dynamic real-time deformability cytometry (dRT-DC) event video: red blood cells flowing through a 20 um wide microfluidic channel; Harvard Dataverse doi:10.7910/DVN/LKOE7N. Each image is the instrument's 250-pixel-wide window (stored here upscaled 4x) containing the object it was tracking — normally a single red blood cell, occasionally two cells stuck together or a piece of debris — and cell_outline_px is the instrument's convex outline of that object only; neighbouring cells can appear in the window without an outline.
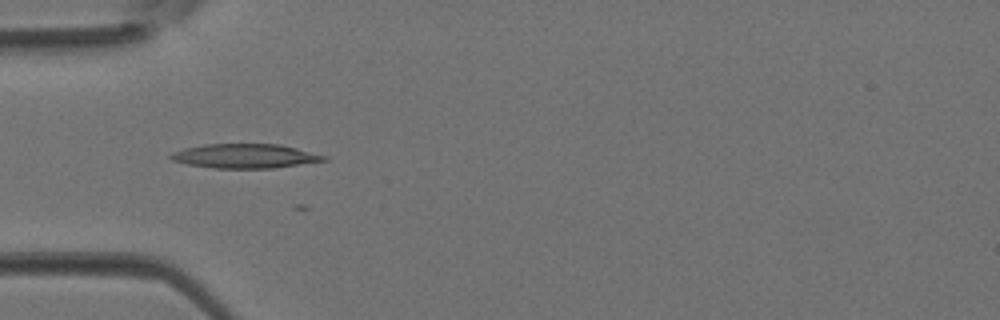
{"species": "Egyptian fruit bat (a non-hibernating species)", "species_latin": "Rousettus aegyptiacus", "temperature_condition": "room temperature", "stored_images_in_passage": 4, "camera_frame_rate_fps": 3000, "um_per_image_px": 0.085, "animal": {"sex": "female"}, "frame": {"image": 1, "passage_image": 3, "time_ms": 0.667, "image_size_px": [1000, 320], "cell_outline_px": [[328, 160], [272, 168], [216, 168], [188, 164], [172, 160], [168, 156], [172, 152], [184, 148], [204, 144], [280, 144], [328, 156]], "centroid_in_image_um": [20.82, 13.26], "position_along_channel_um": 64.2, "area_um2": 21.56}}
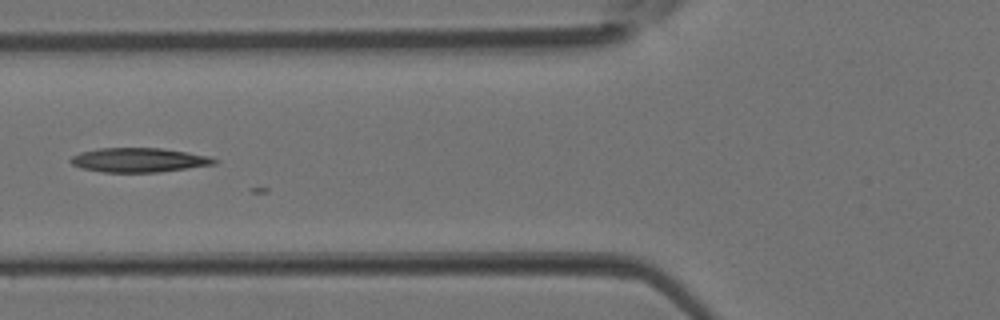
{"frame": {"image": 2, "passage_image": 4, "time_ms": 1.0, "image_size_px": [1000, 320], "cell_outline_px": [[220, 160], [216, 164], [160, 172], [104, 172], [80, 168], [72, 164], [68, 160], [72, 156], [80, 152], [96, 148], [160, 148], [208, 156]], "centroid_in_image_um": [11.77, 13.6], "position_along_channel_um": 114.0, "area_um2": 20.35}}